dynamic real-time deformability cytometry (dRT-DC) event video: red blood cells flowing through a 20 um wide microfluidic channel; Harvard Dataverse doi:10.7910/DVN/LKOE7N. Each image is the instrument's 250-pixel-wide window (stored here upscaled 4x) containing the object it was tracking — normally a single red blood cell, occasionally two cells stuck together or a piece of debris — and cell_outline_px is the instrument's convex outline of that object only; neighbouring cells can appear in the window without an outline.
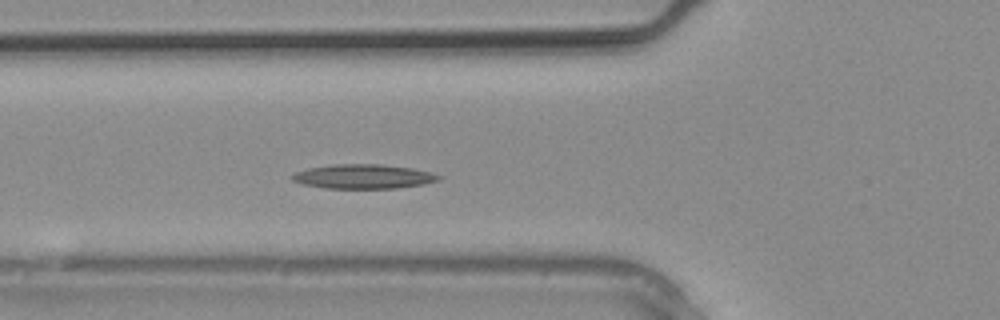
{"species": "common noctule bat (a hibernating species)", "species_latin": "Nyctalus noctula", "temperature_condition": "warm", "stored_images_in_passage": 6, "camera_frame_rate_fps": 3000, "um_per_image_px": 0.085, "animal": {"sex": "male", "body_mass_g": 20.4}, "frame": {"image": 1, "passage_image": 6, "time_ms": 1.667, "image_size_px": [1000, 320], "cell_outline_px": [[444, 176], [440, 180], [424, 184], [396, 188], [328, 188], [304, 184], [292, 180], [292, 176], [296, 172], [308, 168], [332, 164], [380, 164], [412, 168], [432, 172]], "centroid_in_image_um": [30.96, 14.99], "position_along_channel_um": 94.8, "area_um2": 20.75}}